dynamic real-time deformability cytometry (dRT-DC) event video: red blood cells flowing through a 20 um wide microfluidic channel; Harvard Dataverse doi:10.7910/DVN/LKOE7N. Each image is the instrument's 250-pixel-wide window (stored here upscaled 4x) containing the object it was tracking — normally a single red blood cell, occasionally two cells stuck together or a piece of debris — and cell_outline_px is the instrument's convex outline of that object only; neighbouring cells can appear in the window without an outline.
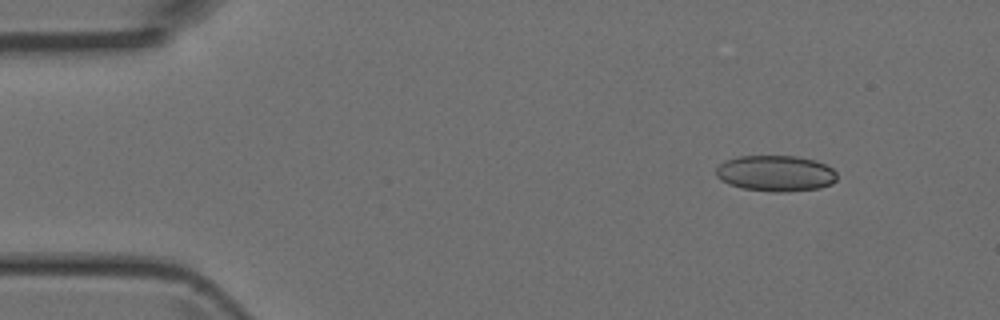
{"species": "Egyptian fruit bat (a non-hibernating species)", "species_latin": "Rousettus aegyptiacus", "temperature_condition": "room temperature", "stored_images_in_passage": 43, "camera_frame_rate_fps": 3000, "um_per_image_px": 0.085, "animal": {"sex": "female"}, "frame": {"image": 1, "passage_image": 2, "time_ms": 0.333, "image_size_px": [1000, 320], "cell_outline_px": [[836, 180], [832, 184], [820, 188], [780, 192], [772, 192], [744, 188], [728, 184], [720, 180], [716, 176], [716, 168], [724, 160], [740, 156], [796, 156], [816, 160], [832, 168], [836, 172]], "centroid_in_image_um": [65.92, 14.73], "position_along_channel_um": 19.1, "area_um2": 25.43}}
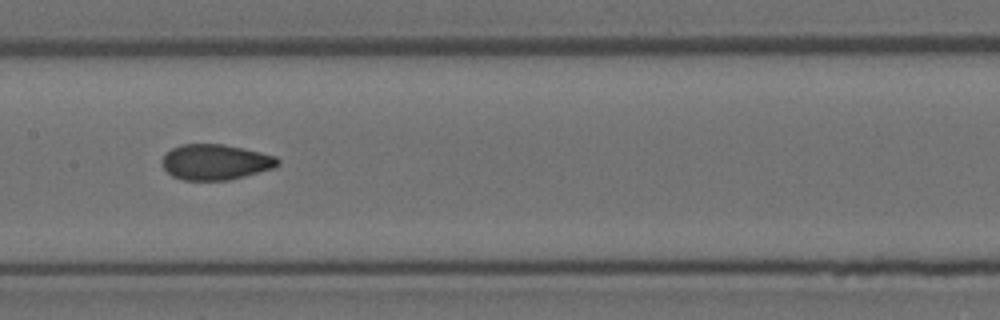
{"frame": {"image": 2, "passage_image": 20, "time_ms": 6.333, "image_size_px": [1000, 320], "cell_outline_px": [[280, 164], [272, 168], [244, 176], [228, 180], [184, 180], [172, 176], [164, 168], [164, 156], [172, 148], [180, 144], [224, 144], [244, 148], [276, 156], [280, 160]], "centroid_in_image_um": [18.34, 13.77], "position_along_channel_um": 189.1, "area_um2": 23.76}}
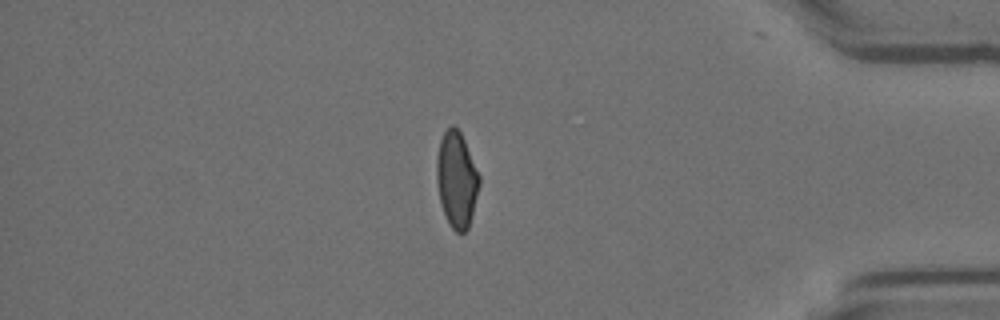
{"frame": {"image": 3, "passage_image": 37, "time_ms": 12.0, "image_size_px": [1000, 320], "cell_outline_px": [[480, 184], [472, 216], [468, 228], [464, 232], [456, 232], [452, 228], [444, 212], [440, 200], [436, 180], [436, 160], [440, 140], [444, 132], [452, 124], [460, 132], [464, 140], [480, 176]], "centroid_in_image_um": [38.81, 15.26], "position_along_channel_um": 396.4, "area_um2": 23.58}}